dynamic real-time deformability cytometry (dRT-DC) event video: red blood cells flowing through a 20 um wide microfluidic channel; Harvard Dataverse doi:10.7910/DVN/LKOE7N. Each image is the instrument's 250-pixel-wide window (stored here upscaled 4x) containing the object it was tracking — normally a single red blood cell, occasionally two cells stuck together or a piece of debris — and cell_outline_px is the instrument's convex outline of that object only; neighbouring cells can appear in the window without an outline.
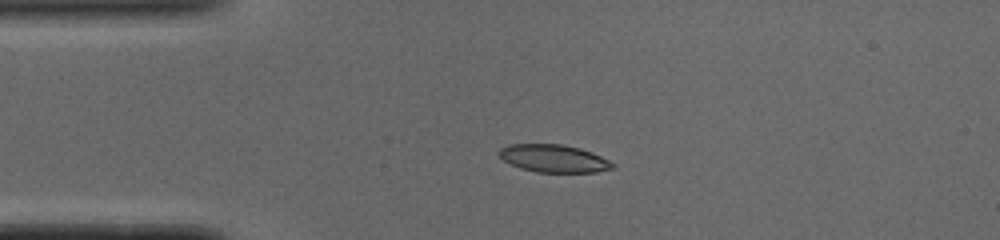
{"species": "common noctule bat (a hibernating species)", "species_latin": "Nyctalus noctula", "temperature_condition": "cold", "stored_images_in_passage": 41, "camera_frame_rate_fps": 3000, "um_per_image_px": 0.085, "animal": {"sex": "male", "body_mass_g": 19.0, "forearm_length_mm": 50.8}, "frame": {"image": 1, "passage_image": 1, "time_ms": 0.0, "image_size_px": [1000, 240], "cell_outline_px": [[616, 168], [596, 172], [536, 172], [520, 168], [504, 160], [500, 156], [500, 148], [508, 144], [564, 144], [580, 148], [592, 152], [616, 164]], "centroid_in_image_um": [47.11, 13.47], "position_along_channel_um": 37.9, "area_um2": 18.32}}
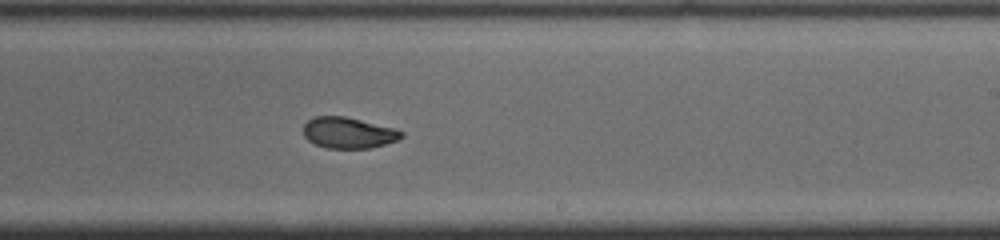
{"frame": {"image": 2, "passage_image": 20, "time_ms": 6.333, "image_size_px": [1000, 240], "cell_outline_px": [[404, 136], [396, 140], [384, 144], [368, 148], [324, 148], [308, 140], [304, 136], [304, 124], [308, 120], [316, 116], [344, 116], [396, 128], [404, 132]], "centroid_in_image_um": [29.62, 11.28], "position_along_channel_um": 259.4, "area_um2": 17.69}}
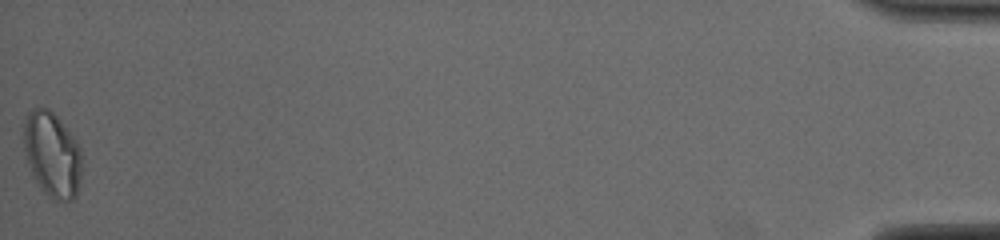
{"frame": {"image": 3, "passage_image": 41, "time_ms": 13.333, "image_size_px": [1000, 240], "cell_outline_px": [[80, 180], [76, 196], [72, 200], [52, 200], [40, 188], [32, 172], [24, 152], [24, 120], [28, 112], [32, 108], [44, 104], [60, 120], [76, 140], [80, 148]], "centroid_in_image_um": [4.41, 13.1], "position_along_channel_um": 430.8, "area_um2": 28.78}, "authors_computed_cell_mechanics": {"area_um2": 19.1896, "velocity_mm_per_s": 3.8993, "shape_relaxation_time_tau1_ms": 3.5336, "shape_relaxation_time_tau2_ms": 1.716, "deformation_change_tau1": 0.1321, "deformation_change_tau2": 0.0552}}